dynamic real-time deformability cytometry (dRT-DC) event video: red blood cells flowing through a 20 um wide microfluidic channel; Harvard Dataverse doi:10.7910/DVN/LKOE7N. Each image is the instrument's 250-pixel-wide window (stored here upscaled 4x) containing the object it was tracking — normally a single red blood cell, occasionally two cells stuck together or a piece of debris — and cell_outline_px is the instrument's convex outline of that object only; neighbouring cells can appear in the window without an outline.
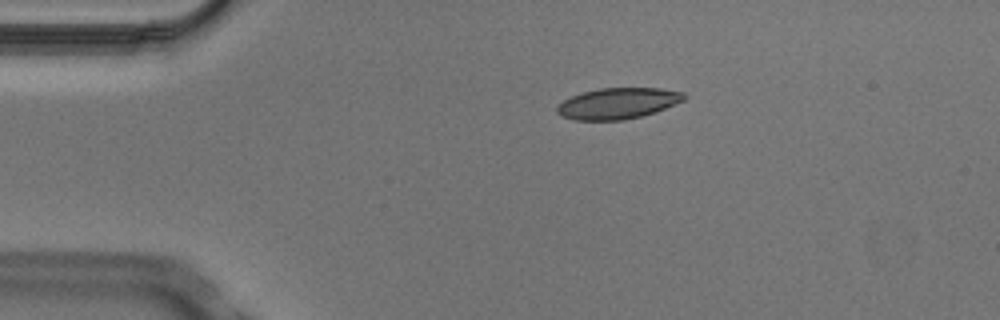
{"species": "Egyptian fruit bat (a non-hibernating species)", "species_latin": "Rousettus aegyptiacus", "temperature_condition": "cold", "stored_images_in_passage": 4, "camera_frame_rate_fps": 3000, "um_per_image_px": 0.085, "animal": {"sex": "male"}, "frame": {"image": 1, "passage_image": 4, "time_ms": 1.0, "image_size_px": [1000, 320], "cell_outline_px": [[688, 96], [684, 100], [656, 112], [624, 120], [572, 120], [560, 116], [556, 112], [556, 108], [564, 100], [572, 96], [584, 92], [600, 88], [660, 88], [684, 92]], "centroid_in_image_um": [52.53, 8.79], "position_along_channel_um": 32.5, "area_um2": 23.0}}